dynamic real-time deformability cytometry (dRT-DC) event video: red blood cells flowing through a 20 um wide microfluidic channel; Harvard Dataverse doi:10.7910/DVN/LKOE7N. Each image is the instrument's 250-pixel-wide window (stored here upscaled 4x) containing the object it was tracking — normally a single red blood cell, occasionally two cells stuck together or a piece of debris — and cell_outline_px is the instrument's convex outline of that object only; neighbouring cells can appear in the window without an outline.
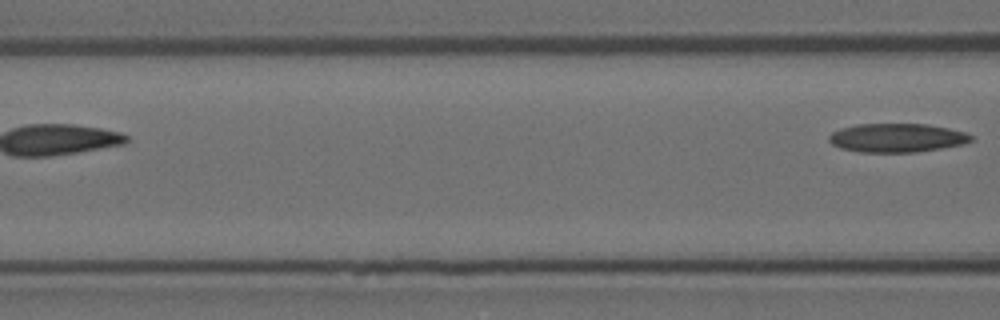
{"species": "Egyptian fruit bat (a non-hibernating species)", "species_latin": "Rousettus aegyptiacus", "temperature_condition": "room temperature", "stored_images_in_passage": 5, "camera_frame_rate_fps": 3000, "um_per_image_px": 0.085, "animal": {"sex": "female"}, "frame": {"image": 1, "passage_image": 5, "time_ms": 1.333, "image_size_px": [1000, 320], "cell_outline_px": [[972, 140], [960, 144], [940, 148], [916, 152], [860, 152], [840, 148], [832, 144], [828, 140], [828, 136], [832, 132], [840, 128], [856, 124], [928, 124], [948, 128], [964, 132], [972, 136]], "centroid_in_image_um": [76.18, 11.71], "position_along_channel_um": 90.4, "area_um2": 23.7}}